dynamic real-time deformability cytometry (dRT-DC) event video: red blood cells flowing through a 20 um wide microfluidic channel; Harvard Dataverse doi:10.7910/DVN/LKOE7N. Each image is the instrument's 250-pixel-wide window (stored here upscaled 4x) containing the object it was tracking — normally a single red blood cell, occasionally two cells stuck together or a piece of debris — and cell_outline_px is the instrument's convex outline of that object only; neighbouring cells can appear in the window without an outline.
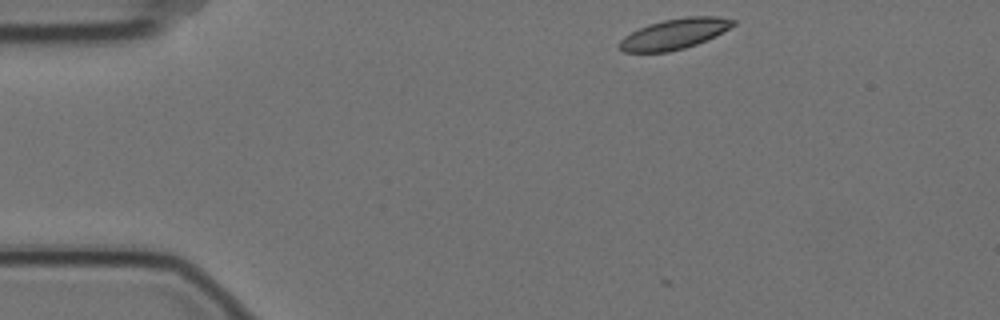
{"species": "Egyptian fruit bat (a non-hibernating species)", "species_latin": "Rousettus aegyptiacus", "temperature_condition": "cold", "stored_images_in_passage": 3, "camera_frame_rate_fps": 3000, "um_per_image_px": 0.085, "animal": {"sex": "female"}, "frame": {"image": 1, "passage_image": 1, "time_ms": 0.0, "image_size_px": [1000, 320], "cell_outline_px": [[736, 24], [696, 44], [684, 48], [668, 52], [624, 52], [620, 48], [620, 40], [624, 36], [648, 24], [664, 20], [688, 16], [716, 16], [736, 20]], "centroid_in_image_um": [57.31, 2.87], "position_along_channel_um": 27.7, "area_um2": 19.77}}